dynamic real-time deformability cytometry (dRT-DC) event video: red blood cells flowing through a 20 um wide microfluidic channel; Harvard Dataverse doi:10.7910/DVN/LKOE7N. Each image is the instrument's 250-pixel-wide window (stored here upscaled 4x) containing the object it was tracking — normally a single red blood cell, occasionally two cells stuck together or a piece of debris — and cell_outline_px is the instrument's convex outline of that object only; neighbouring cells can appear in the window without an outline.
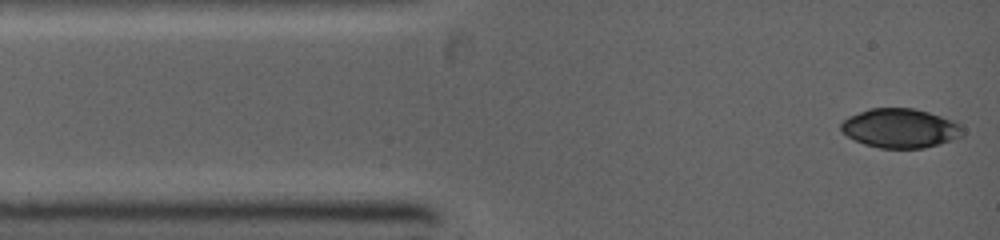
{"species": "common noctule bat (a hibernating species)", "species_latin": "Nyctalus noctula", "temperature_condition": "warm", "stored_images_in_passage": 12, "camera_frame_rate_fps": 5000, "um_per_image_px": 0.085, "animal": {"sex": "female", "body_mass_g": 19.0, "forearm_length_mm": 53.3}, "frame": {"image": 1, "passage_image": 1, "time_ms": 0.0, "image_size_px": [1000, 240], "cell_outline_px": [[964, 136], [952, 140], [924, 148], [880, 148], [864, 144], [840, 132], [840, 124], [848, 116], [868, 108], [912, 108], [928, 112], [952, 120], [964, 128]], "centroid_in_image_um": [76.51, 10.9], "position_along_channel_um": 8.5, "area_um2": 27.92}}
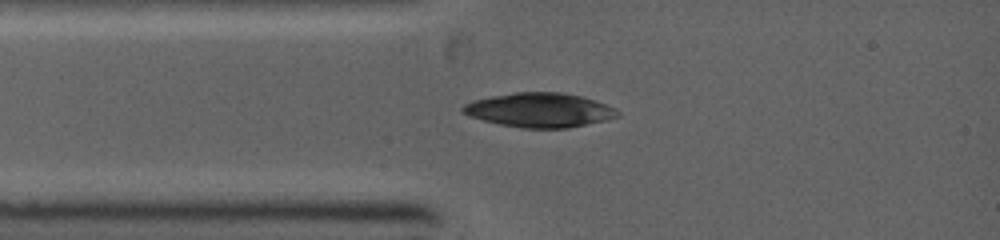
{"frame": {"image": 2, "passage_image": 10, "time_ms": 1.8, "image_size_px": [1000, 240], "cell_outline_px": [[620, 116], [604, 120], [568, 128], [520, 128], [500, 124], [468, 116], [460, 112], [460, 108], [464, 104], [472, 100], [492, 96], [516, 92], [560, 92], [580, 96], [616, 108], [620, 112]], "centroid_in_image_um": [45.82, 9.36], "position_along_channel_um": 39.2, "area_um2": 30.87}}